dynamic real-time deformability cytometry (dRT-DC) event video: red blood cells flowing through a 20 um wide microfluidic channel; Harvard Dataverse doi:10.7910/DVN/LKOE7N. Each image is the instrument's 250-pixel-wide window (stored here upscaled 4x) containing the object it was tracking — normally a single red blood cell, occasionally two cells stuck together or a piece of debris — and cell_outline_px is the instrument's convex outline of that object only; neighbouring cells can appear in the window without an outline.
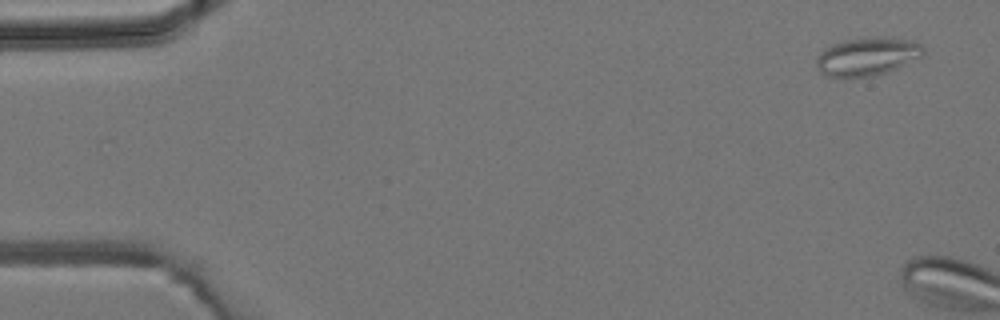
{"species": "common noctule bat (a hibernating species)", "species_latin": "Nyctalus noctula", "temperature_condition": "room temperature", "stored_images_in_passage": 2, "camera_frame_rate_fps": 3000, "um_per_image_px": 0.085, "animal": {"sex": "male", "body_mass_g": 19.2, "forearm_length_mm": 51.8}, "frame": {"image": 1, "passage_image": 1, "time_ms": 0.0, "image_size_px": [1000, 320], "cell_outline_px": [[924, 56], [888, 72], [876, 76], [824, 76], [820, 72], [816, 64], [816, 56], [824, 48], [832, 44], [844, 40], [872, 36], [884, 36], [916, 40], [924, 48]], "centroid_in_image_um": [73.75, 4.77], "position_along_channel_um": 11.3, "area_um2": 24.28}}